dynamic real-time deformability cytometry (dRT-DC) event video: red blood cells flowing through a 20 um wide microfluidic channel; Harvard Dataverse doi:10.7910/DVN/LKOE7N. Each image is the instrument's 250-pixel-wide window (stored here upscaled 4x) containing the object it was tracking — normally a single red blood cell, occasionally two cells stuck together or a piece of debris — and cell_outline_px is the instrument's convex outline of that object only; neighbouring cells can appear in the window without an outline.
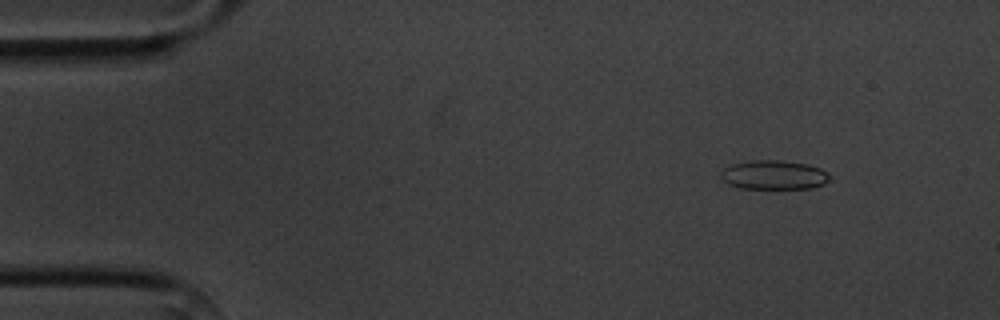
{"species": "common noctule bat (a hibernating species)", "species_latin": "Nyctalus noctula", "temperature_condition": "cold", "stored_images_in_passage": 9, "camera_frame_rate_fps": 3000, "um_per_image_px": 0.085, "animal": {"sex": "male", "body_mass_g": 20.1, "forearm_length_mm": 53.5}, "frame": {"image": 1, "passage_image": 1, "time_ms": 0.0, "image_size_px": [1000, 320], "cell_outline_px": [[832, 176], [824, 184], [812, 188], [740, 188], [728, 184], [720, 176], [720, 172], [724, 168], [732, 164], [752, 160], [784, 160], [808, 164], [820, 168], [828, 172]], "centroid_in_image_um": [65.8, 14.86], "position_along_channel_um": 19.2, "area_um2": 18.61}}
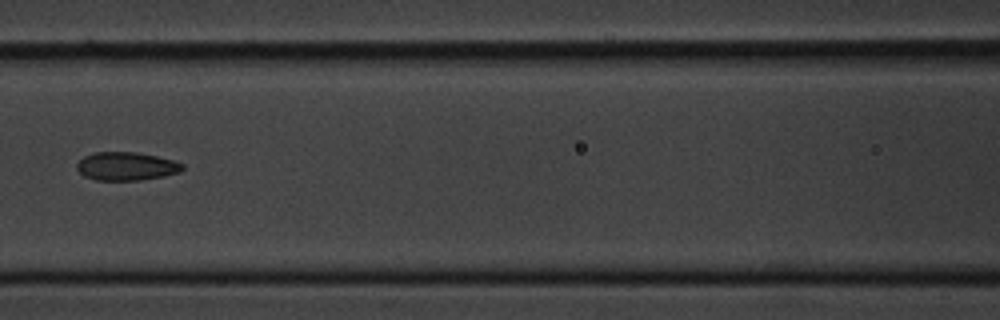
{"frame": {"image": 2, "passage_image": 6, "time_ms": 6.0, "image_size_px": [1000, 320], "cell_outline_px": [[184, 168], [180, 172], [164, 176], [140, 180], [96, 180], [84, 176], [76, 168], [76, 164], [84, 156], [92, 152], [136, 152], [156, 156], [172, 160], [184, 164]], "centroid_in_image_um": [10.73, 14.13], "position_along_channel_um": 155.9, "area_um2": 17.46}}
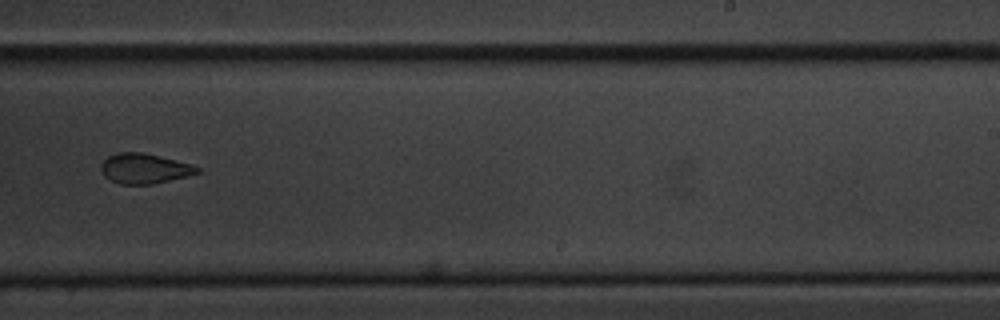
{"frame": {"image": 3, "passage_image": 9, "time_ms": 9.333, "image_size_px": [1000, 320], "cell_outline_px": [[200, 172], [152, 184], [120, 184], [108, 180], [104, 176], [100, 168], [100, 164], [108, 156], [120, 152], [140, 152], [192, 164], [200, 168]], "centroid_in_image_um": [12.22, 14.33], "position_along_channel_um": 276.8, "area_um2": 16.65}}